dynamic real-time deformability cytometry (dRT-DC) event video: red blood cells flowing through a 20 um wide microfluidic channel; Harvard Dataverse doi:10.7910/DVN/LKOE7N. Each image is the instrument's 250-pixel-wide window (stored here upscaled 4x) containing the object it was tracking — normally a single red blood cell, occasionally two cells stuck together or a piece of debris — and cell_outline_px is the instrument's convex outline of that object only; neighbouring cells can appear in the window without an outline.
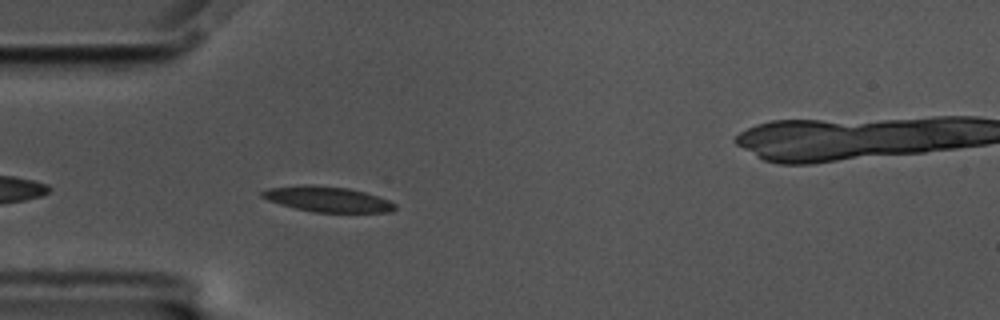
{"species": "common noctule bat (a hibernating species)", "species_latin": "Nyctalus noctula", "temperature_condition": "cold", "stored_images_in_passage": 46, "camera_frame_rate_fps": 3000, "um_per_image_px": 0.085, "animal": {"sex": "male", "body_mass_g": 17.5, "forearm_length_mm": 52.3}, "frame": {"image": 1, "passage_image": 4, "time_ms": 1.0, "image_size_px": [1000, 320], "cell_outline_px": [[396, 208], [392, 212], [312, 212], [280, 204], [268, 200], [260, 196], [260, 192], [268, 188], [300, 184], [312, 184], [348, 188], [364, 192], [388, 200], [396, 204]], "centroid_in_image_um": [27.8, 16.92], "position_along_channel_um": 57.2, "area_um2": 19.71}}
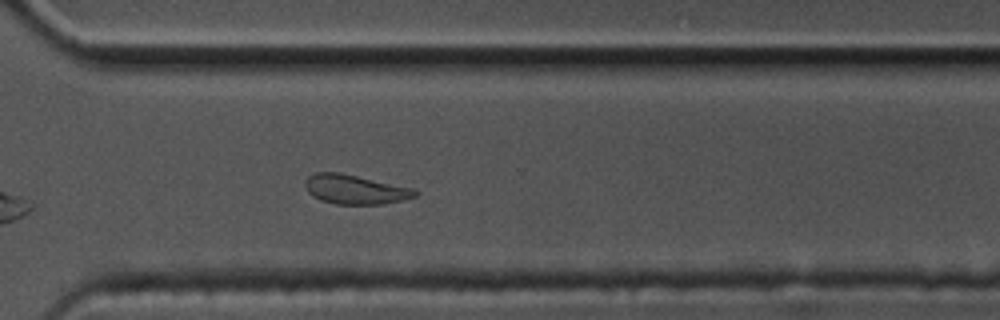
{"frame": {"image": 2, "passage_image": 29, "time_ms": 9.333, "image_size_px": [1000, 320], "cell_outline_px": [[420, 192], [416, 196], [404, 200], [384, 204], [336, 204], [320, 200], [312, 196], [308, 192], [304, 184], [304, 180], [308, 176], [316, 172], [340, 172], [412, 188]], "centroid_in_image_um": [30.16, 16.1], "position_along_channel_um": 340.4, "area_um2": 18.9}}
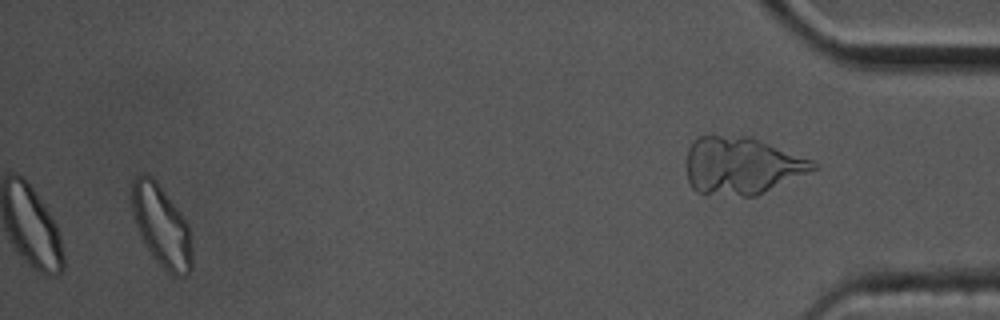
{"frame": {"image": 3, "passage_image": 43, "time_ms": 14.0, "image_size_px": [1000, 320], "cell_outline_px": [[192, 268], [184, 276], [176, 276], [168, 272], [152, 256], [144, 244], [140, 236], [132, 212], [132, 180], [136, 176], [144, 172], [152, 176], [156, 180], [180, 212], [188, 224], [192, 244]], "centroid_in_image_um": [13.72, 19.19], "position_along_channel_um": 421.5, "area_um2": 28.61}, "authors_computed_cell_mechanics": {"area_um2": 19.1896, "velocity_mm_per_s": 3.4526, "shape_relaxation_time_tau1_ms": 9.3088, "shape_relaxation_time_tau2_ms": 3.9693, "deformation_change_tau1": 0.1612, "deformation_change_tau2": 0.1083}}